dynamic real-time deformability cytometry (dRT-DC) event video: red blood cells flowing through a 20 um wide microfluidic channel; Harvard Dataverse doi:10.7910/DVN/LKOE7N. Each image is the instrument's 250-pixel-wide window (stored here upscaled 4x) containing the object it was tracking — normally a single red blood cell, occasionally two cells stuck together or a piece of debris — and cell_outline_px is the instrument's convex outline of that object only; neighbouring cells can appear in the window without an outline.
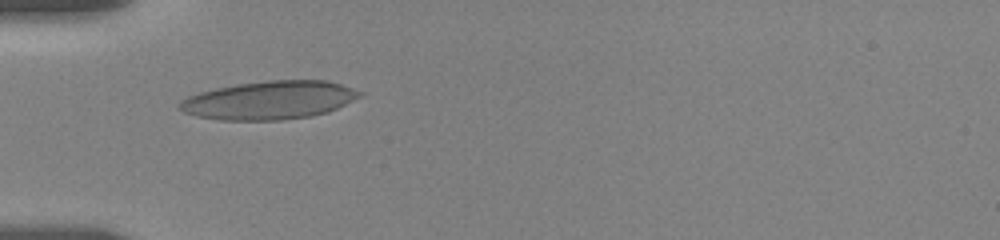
{"species": "human", "species_latin": "Homo sapiens", "temperature_condition": "room temperature", "stored_images_in_passage": 39, "camera_frame_rate_fps": 3000, "um_per_image_px": 0.085, "donor": {"sex": "female"}, "frame": {"image": 1, "passage_image": 1, "time_ms": 0.0, "image_size_px": [1000, 240], "cell_outline_px": [[364, 92], [360, 96], [328, 112], [312, 116], [280, 120], [220, 120], [196, 116], [184, 112], [176, 108], [176, 104], [180, 100], [188, 96], [200, 92], [216, 88], [236, 84], [268, 80], [328, 80]], "centroid_in_image_um": [22.84, 8.51], "position_along_channel_um": 62.2, "area_um2": 40.34}}
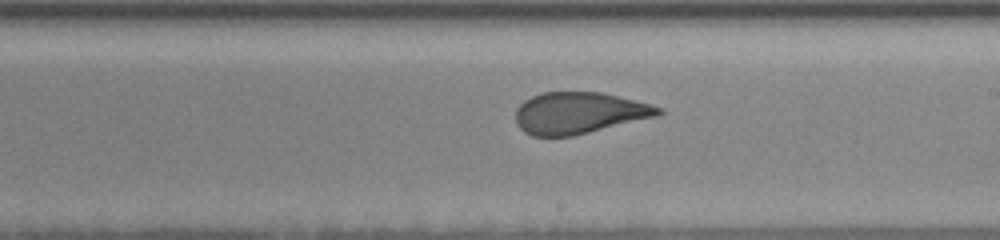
{"frame": {"image": 2, "passage_image": 16, "time_ms": 5.0, "image_size_px": [1000, 240], "cell_outline_px": [[664, 112], [660, 116], [572, 136], [532, 136], [524, 132], [516, 124], [516, 108], [524, 100], [532, 96], [544, 92], [604, 92], [636, 100], [664, 108]], "centroid_in_image_um": [49.26, 9.6], "position_along_channel_um": 239.7, "area_um2": 34.91}}
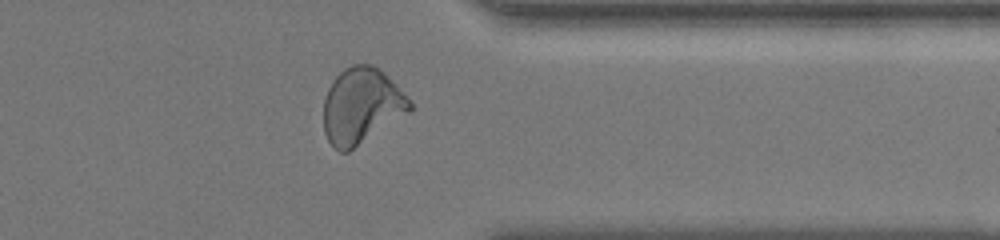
{"frame": {"image": 3, "passage_image": 28, "time_ms": 9.0, "image_size_px": [1000, 240], "cell_outline_px": [[412, 112], [348, 152], [340, 152], [328, 140], [324, 132], [324, 100], [328, 88], [332, 80], [344, 68], [352, 64], [372, 64], [384, 72], [412, 104]], "centroid_in_image_um": [30.73, 9.01], "position_along_channel_um": 380.7, "area_um2": 38.09}, "authors_computed_cell_mechanics": {"area_um2": 36.1828, "velocity_mm_per_s": 3.6149, "shape_relaxation_time_tau1_ms": 9.608, "shape_relaxation_time_tau2_ms": 0.9479, "deformation_change_tau1": 0.2614, "deformation_change_tau2": 0.0828}}